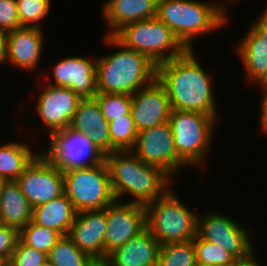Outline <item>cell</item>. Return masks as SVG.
Wrapping results in <instances>:
<instances>
[{
	"label": "cell",
	"mask_w": 267,
	"mask_h": 266,
	"mask_svg": "<svg viewBox=\"0 0 267 266\" xmlns=\"http://www.w3.org/2000/svg\"><path fill=\"white\" fill-rule=\"evenodd\" d=\"M194 49L156 66V78L165 87L171 108L219 118L213 74L201 65ZM218 112V113H217Z\"/></svg>",
	"instance_id": "6da1fadb"
},
{
	"label": "cell",
	"mask_w": 267,
	"mask_h": 266,
	"mask_svg": "<svg viewBox=\"0 0 267 266\" xmlns=\"http://www.w3.org/2000/svg\"><path fill=\"white\" fill-rule=\"evenodd\" d=\"M115 199L147 205L164 196L174 181L166 172L147 165L131 150L114 151L104 155ZM129 195V196H128ZM124 198V199H123Z\"/></svg>",
	"instance_id": "7a4b0ae2"
},
{
	"label": "cell",
	"mask_w": 267,
	"mask_h": 266,
	"mask_svg": "<svg viewBox=\"0 0 267 266\" xmlns=\"http://www.w3.org/2000/svg\"><path fill=\"white\" fill-rule=\"evenodd\" d=\"M103 39L117 50L96 56L97 93L132 95L156 78V65L145 55L125 47L114 36Z\"/></svg>",
	"instance_id": "3957f363"
},
{
	"label": "cell",
	"mask_w": 267,
	"mask_h": 266,
	"mask_svg": "<svg viewBox=\"0 0 267 266\" xmlns=\"http://www.w3.org/2000/svg\"><path fill=\"white\" fill-rule=\"evenodd\" d=\"M229 16L213 0H157L156 17L171 29L186 49L194 48V39L225 28Z\"/></svg>",
	"instance_id": "277c9868"
},
{
	"label": "cell",
	"mask_w": 267,
	"mask_h": 266,
	"mask_svg": "<svg viewBox=\"0 0 267 266\" xmlns=\"http://www.w3.org/2000/svg\"><path fill=\"white\" fill-rule=\"evenodd\" d=\"M172 187L164 196L145 205L146 228L160 243L194 240L197 211L188 208Z\"/></svg>",
	"instance_id": "5b68a950"
},
{
	"label": "cell",
	"mask_w": 267,
	"mask_h": 266,
	"mask_svg": "<svg viewBox=\"0 0 267 266\" xmlns=\"http://www.w3.org/2000/svg\"><path fill=\"white\" fill-rule=\"evenodd\" d=\"M198 112L171 110L169 123L178 156L188 165L205 171L218 121ZM216 124V125H215ZM206 163V164H205Z\"/></svg>",
	"instance_id": "8992f818"
},
{
	"label": "cell",
	"mask_w": 267,
	"mask_h": 266,
	"mask_svg": "<svg viewBox=\"0 0 267 266\" xmlns=\"http://www.w3.org/2000/svg\"><path fill=\"white\" fill-rule=\"evenodd\" d=\"M114 37L125 47L145 55L156 66L187 50L158 17L129 23Z\"/></svg>",
	"instance_id": "52a82bcc"
},
{
	"label": "cell",
	"mask_w": 267,
	"mask_h": 266,
	"mask_svg": "<svg viewBox=\"0 0 267 266\" xmlns=\"http://www.w3.org/2000/svg\"><path fill=\"white\" fill-rule=\"evenodd\" d=\"M64 193L78 212L103 210L116 199L105 160L94 166L62 171Z\"/></svg>",
	"instance_id": "ba28073f"
},
{
	"label": "cell",
	"mask_w": 267,
	"mask_h": 266,
	"mask_svg": "<svg viewBox=\"0 0 267 266\" xmlns=\"http://www.w3.org/2000/svg\"><path fill=\"white\" fill-rule=\"evenodd\" d=\"M231 217L211 210L197 214L196 236L217 244L236 259L249 257L256 251L254 240L257 237L252 236L254 234L251 227L244 223L242 225L241 220L238 222Z\"/></svg>",
	"instance_id": "9c48e42d"
},
{
	"label": "cell",
	"mask_w": 267,
	"mask_h": 266,
	"mask_svg": "<svg viewBox=\"0 0 267 266\" xmlns=\"http://www.w3.org/2000/svg\"><path fill=\"white\" fill-rule=\"evenodd\" d=\"M47 150L41 153L61 171L94 166L104 160V154L95 147L90 136L71 128L53 132Z\"/></svg>",
	"instance_id": "30bf717a"
},
{
	"label": "cell",
	"mask_w": 267,
	"mask_h": 266,
	"mask_svg": "<svg viewBox=\"0 0 267 266\" xmlns=\"http://www.w3.org/2000/svg\"><path fill=\"white\" fill-rule=\"evenodd\" d=\"M131 151L141 161L166 172L172 179L181 174L182 167H188L175 150L169 122L139 132Z\"/></svg>",
	"instance_id": "8fae6325"
},
{
	"label": "cell",
	"mask_w": 267,
	"mask_h": 266,
	"mask_svg": "<svg viewBox=\"0 0 267 266\" xmlns=\"http://www.w3.org/2000/svg\"><path fill=\"white\" fill-rule=\"evenodd\" d=\"M16 182L32 208L64 193L62 171L42 153L24 170Z\"/></svg>",
	"instance_id": "7c38bea8"
},
{
	"label": "cell",
	"mask_w": 267,
	"mask_h": 266,
	"mask_svg": "<svg viewBox=\"0 0 267 266\" xmlns=\"http://www.w3.org/2000/svg\"><path fill=\"white\" fill-rule=\"evenodd\" d=\"M37 92L35 112L40 123L50 136L53 132L64 130L70 126L72 117L82 98L70 88L45 84Z\"/></svg>",
	"instance_id": "4fadbf2b"
},
{
	"label": "cell",
	"mask_w": 267,
	"mask_h": 266,
	"mask_svg": "<svg viewBox=\"0 0 267 266\" xmlns=\"http://www.w3.org/2000/svg\"><path fill=\"white\" fill-rule=\"evenodd\" d=\"M106 220L104 261L110 252L146 228L145 205L115 200L106 207Z\"/></svg>",
	"instance_id": "5bb4252c"
},
{
	"label": "cell",
	"mask_w": 267,
	"mask_h": 266,
	"mask_svg": "<svg viewBox=\"0 0 267 266\" xmlns=\"http://www.w3.org/2000/svg\"><path fill=\"white\" fill-rule=\"evenodd\" d=\"M51 69L53 79L48 84L70 88L82 99L97 95L96 57H63Z\"/></svg>",
	"instance_id": "9a60e30c"
},
{
	"label": "cell",
	"mask_w": 267,
	"mask_h": 266,
	"mask_svg": "<svg viewBox=\"0 0 267 266\" xmlns=\"http://www.w3.org/2000/svg\"><path fill=\"white\" fill-rule=\"evenodd\" d=\"M171 110L166 89L157 78L132 94L131 114L138 132L169 122Z\"/></svg>",
	"instance_id": "2e32d148"
},
{
	"label": "cell",
	"mask_w": 267,
	"mask_h": 266,
	"mask_svg": "<svg viewBox=\"0 0 267 266\" xmlns=\"http://www.w3.org/2000/svg\"><path fill=\"white\" fill-rule=\"evenodd\" d=\"M44 34L43 29L34 27H20L7 32V65L11 64L24 72H37L46 42Z\"/></svg>",
	"instance_id": "e0dca14e"
},
{
	"label": "cell",
	"mask_w": 267,
	"mask_h": 266,
	"mask_svg": "<svg viewBox=\"0 0 267 266\" xmlns=\"http://www.w3.org/2000/svg\"><path fill=\"white\" fill-rule=\"evenodd\" d=\"M106 227V207L103 210L82 211L76 214L68 236L77 248L92 259L104 261Z\"/></svg>",
	"instance_id": "ac0fdd59"
},
{
	"label": "cell",
	"mask_w": 267,
	"mask_h": 266,
	"mask_svg": "<svg viewBox=\"0 0 267 266\" xmlns=\"http://www.w3.org/2000/svg\"><path fill=\"white\" fill-rule=\"evenodd\" d=\"M69 128L90 136L92 143L104 155L117 151L111 145L109 123L95 98H84L79 102Z\"/></svg>",
	"instance_id": "d6986e66"
},
{
	"label": "cell",
	"mask_w": 267,
	"mask_h": 266,
	"mask_svg": "<svg viewBox=\"0 0 267 266\" xmlns=\"http://www.w3.org/2000/svg\"><path fill=\"white\" fill-rule=\"evenodd\" d=\"M161 244L145 228L107 255L109 266H157Z\"/></svg>",
	"instance_id": "ffe728a7"
},
{
	"label": "cell",
	"mask_w": 267,
	"mask_h": 266,
	"mask_svg": "<svg viewBox=\"0 0 267 266\" xmlns=\"http://www.w3.org/2000/svg\"><path fill=\"white\" fill-rule=\"evenodd\" d=\"M101 7L107 36H114L125 25L154 18L157 15V0H106Z\"/></svg>",
	"instance_id": "44dd1931"
},
{
	"label": "cell",
	"mask_w": 267,
	"mask_h": 266,
	"mask_svg": "<svg viewBox=\"0 0 267 266\" xmlns=\"http://www.w3.org/2000/svg\"><path fill=\"white\" fill-rule=\"evenodd\" d=\"M234 49L244 70V80L250 85L267 84V44L249 27L244 37L238 39Z\"/></svg>",
	"instance_id": "7402d4cb"
},
{
	"label": "cell",
	"mask_w": 267,
	"mask_h": 266,
	"mask_svg": "<svg viewBox=\"0 0 267 266\" xmlns=\"http://www.w3.org/2000/svg\"><path fill=\"white\" fill-rule=\"evenodd\" d=\"M33 208L16 181H4L0 193V224L19 231L32 221Z\"/></svg>",
	"instance_id": "603a6c76"
},
{
	"label": "cell",
	"mask_w": 267,
	"mask_h": 266,
	"mask_svg": "<svg viewBox=\"0 0 267 266\" xmlns=\"http://www.w3.org/2000/svg\"><path fill=\"white\" fill-rule=\"evenodd\" d=\"M77 211L65 193L33 208L32 220L43 227L68 235Z\"/></svg>",
	"instance_id": "cb8c5ba5"
},
{
	"label": "cell",
	"mask_w": 267,
	"mask_h": 266,
	"mask_svg": "<svg viewBox=\"0 0 267 266\" xmlns=\"http://www.w3.org/2000/svg\"><path fill=\"white\" fill-rule=\"evenodd\" d=\"M27 142L8 141L0 144V179L16 181L24 170L41 153L40 148L32 150ZM39 151V152H38Z\"/></svg>",
	"instance_id": "d4e9b609"
},
{
	"label": "cell",
	"mask_w": 267,
	"mask_h": 266,
	"mask_svg": "<svg viewBox=\"0 0 267 266\" xmlns=\"http://www.w3.org/2000/svg\"><path fill=\"white\" fill-rule=\"evenodd\" d=\"M54 266H91L95 260L81 251L68 235L61 236L47 255Z\"/></svg>",
	"instance_id": "484cf974"
},
{
	"label": "cell",
	"mask_w": 267,
	"mask_h": 266,
	"mask_svg": "<svg viewBox=\"0 0 267 266\" xmlns=\"http://www.w3.org/2000/svg\"><path fill=\"white\" fill-rule=\"evenodd\" d=\"M193 240L161 244L157 266H196Z\"/></svg>",
	"instance_id": "4316f807"
},
{
	"label": "cell",
	"mask_w": 267,
	"mask_h": 266,
	"mask_svg": "<svg viewBox=\"0 0 267 266\" xmlns=\"http://www.w3.org/2000/svg\"><path fill=\"white\" fill-rule=\"evenodd\" d=\"M61 236L59 232L36 224L33 220L19 231V238L25 245L47 255Z\"/></svg>",
	"instance_id": "83f0119b"
},
{
	"label": "cell",
	"mask_w": 267,
	"mask_h": 266,
	"mask_svg": "<svg viewBox=\"0 0 267 266\" xmlns=\"http://www.w3.org/2000/svg\"><path fill=\"white\" fill-rule=\"evenodd\" d=\"M111 145L117 151L132 150L136 144L138 130L131 112L109 122Z\"/></svg>",
	"instance_id": "f1b7e54d"
},
{
	"label": "cell",
	"mask_w": 267,
	"mask_h": 266,
	"mask_svg": "<svg viewBox=\"0 0 267 266\" xmlns=\"http://www.w3.org/2000/svg\"><path fill=\"white\" fill-rule=\"evenodd\" d=\"M196 251V263L207 266H232L237 260L225 249L215 243L201 240L197 236L193 240Z\"/></svg>",
	"instance_id": "f546056e"
},
{
	"label": "cell",
	"mask_w": 267,
	"mask_h": 266,
	"mask_svg": "<svg viewBox=\"0 0 267 266\" xmlns=\"http://www.w3.org/2000/svg\"><path fill=\"white\" fill-rule=\"evenodd\" d=\"M20 25L43 29L41 23L47 19L51 0H15Z\"/></svg>",
	"instance_id": "4dcf8cb0"
},
{
	"label": "cell",
	"mask_w": 267,
	"mask_h": 266,
	"mask_svg": "<svg viewBox=\"0 0 267 266\" xmlns=\"http://www.w3.org/2000/svg\"><path fill=\"white\" fill-rule=\"evenodd\" d=\"M94 98L108 123L131 112L132 95L97 93Z\"/></svg>",
	"instance_id": "1f68e13d"
},
{
	"label": "cell",
	"mask_w": 267,
	"mask_h": 266,
	"mask_svg": "<svg viewBox=\"0 0 267 266\" xmlns=\"http://www.w3.org/2000/svg\"><path fill=\"white\" fill-rule=\"evenodd\" d=\"M47 258V254L25 245L19 239L9 260V266H40Z\"/></svg>",
	"instance_id": "d6a6232c"
},
{
	"label": "cell",
	"mask_w": 267,
	"mask_h": 266,
	"mask_svg": "<svg viewBox=\"0 0 267 266\" xmlns=\"http://www.w3.org/2000/svg\"><path fill=\"white\" fill-rule=\"evenodd\" d=\"M22 27L15 0H0V31L7 33Z\"/></svg>",
	"instance_id": "836d02e7"
},
{
	"label": "cell",
	"mask_w": 267,
	"mask_h": 266,
	"mask_svg": "<svg viewBox=\"0 0 267 266\" xmlns=\"http://www.w3.org/2000/svg\"><path fill=\"white\" fill-rule=\"evenodd\" d=\"M19 239L18 229L0 224V257L10 260Z\"/></svg>",
	"instance_id": "e575fe53"
},
{
	"label": "cell",
	"mask_w": 267,
	"mask_h": 266,
	"mask_svg": "<svg viewBox=\"0 0 267 266\" xmlns=\"http://www.w3.org/2000/svg\"><path fill=\"white\" fill-rule=\"evenodd\" d=\"M261 89V102H260V108H259V128H260V133L267 136V86L266 85H261L259 86Z\"/></svg>",
	"instance_id": "d590c367"
},
{
	"label": "cell",
	"mask_w": 267,
	"mask_h": 266,
	"mask_svg": "<svg viewBox=\"0 0 267 266\" xmlns=\"http://www.w3.org/2000/svg\"><path fill=\"white\" fill-rule=\"evenodd\" d=\"M267 4V3H266ZM255 21V22H254ZM251 24V28L264 40L267 44V5L263 13L259 14Z\"/></svg>",
	"instance_id": "8d00e7d4"
},
{
	"label": "cell",
	"mask_w": 267,
	"mask_h": 266,
	"mask_svg": "<svg viewBox=\"0 0 267 266\" xmlns=\"http://www.w3.org/2000/svg\"><path fill=\"white\" fill-rule=\"evenodd\" d=\"M256 252H258V250L254 251L249 257L237 259L232 266H263L260 261L261 259L256 257Z\"/></svg>",
	"instance_id": "74e56055"
},
{
	"label": "cell",
	"mask_w": 267,
	"mask_h": 266,
	"mask_svg": "<svg viewBox=\"0 0 267 266\" xmlns=\"http://www.w3.org/2000/svg\"><path fill=\"white\" fill-rule=\"evenodd\" d=\"M6 33L0 31V64H7Z\"/></svg>",
	"instance_id": "f35d334b"
},
{
	"label": "cell",
	"mask_w": 267,
	"mask_h": 266,
	"mask_svg": "<svg viewBox=\"0 0 267 266\" xmlns=\"http://www.w3.org/2000/svg\"><path fill=\"white\" fill-rule=\"evenodd\" d=\"M216 1H218V2H216V4L218 5V7H220L221 8V10H223L226 14L228 13L227 11H229V10H227V9H229V7L227 8V6H225V4L227 5V1L229 2L230 1V3H233V0H224V1H222V0H216Z\"/></svg>",
	"instance_id": "ab89813d"
},
{
	"label": "cell",
	"mask_w": 267,
	"mask_h": 266,
	"mask_svg": "<svg viewBox=\"0 0 267 266\" xmlns=\"http://www.w3.org/2000/svg\"><path fill=\"white\" fill-rule=\"evenodd\" d=\"M91 266H109L105 261H95Z\"/></svg>",
	"instance_id": "60d3db41"
},
{
	"label": "cell",
	"mask_w": 267,
	"mask_h": 266,
	"mask_svg": "<svg viewBox=\"0 0 267 266\" xmlns=\"http://www.w3.org/2000/svg\"><path fill=\"white\" fill-rule=\"evenodd\" d=\"M0 266H9V260H6L3 257H0Z\"/></svg>",
	"instance_id": "b9f144b4"
},
{
	"label": "cell",
	"mask_w": 267,
	"mask_h": 266,
	"mask_svg": "<svg viewBox=\"0 0 267 266\" xmlns=\"http://www.w3.org/2000/svg\"><path fill=\"white\" fill-rule=\"evenodd\" d=\"M40 266H54L53 263L47 258Z\"/></svg>",
	"instance_id": "7bdbcfd3"
},
{
	"label": "cell",
	"mask_w": 267,
	"mask_h": 266,
	"mask_svg": "<svg viewBox=\"0 0 267 266\" xmlns=\"http://www.w3.org/2000/svg\"><path fill=\"white\" fill-rule=\"evenodd\" d=\"M3 182H4V181L0 179V193H1V187H2V185H3Z\"/></svg>",
	"instance_id": "ee69618b"
},
{
	"label": "cell",
	"mask_w": 267,
	"mask_h": 266,
	"mask_svg": "<svg viewBox=\"0 0 267 266\" xmlns=\"http://www.w3.org/2000/svg\"><path fill=\"white\" fill-rule=\"evenodd\" d=\"M240 1H241V0H240ZM233 2H234L233 4H235L236 2H238V3H239V0H233Z\"/></svg>",
	"instance_id": "f6af8a7d"
},
{
	"label": "cell",
	"mask_w": 267,
	"mask_h": 266,
	"mask_svg": "<svg viewBox=\"0 0 267 266\" xmlns=\"http://www.w3.org/2000/svg\"><path fill=\"white\" fill-rule=\"evenodd\" d=\"M196 266H207V265H202V264H196Z\"/></svg>",
	"instance_id": "bcb514c9"
}]
</instances>
